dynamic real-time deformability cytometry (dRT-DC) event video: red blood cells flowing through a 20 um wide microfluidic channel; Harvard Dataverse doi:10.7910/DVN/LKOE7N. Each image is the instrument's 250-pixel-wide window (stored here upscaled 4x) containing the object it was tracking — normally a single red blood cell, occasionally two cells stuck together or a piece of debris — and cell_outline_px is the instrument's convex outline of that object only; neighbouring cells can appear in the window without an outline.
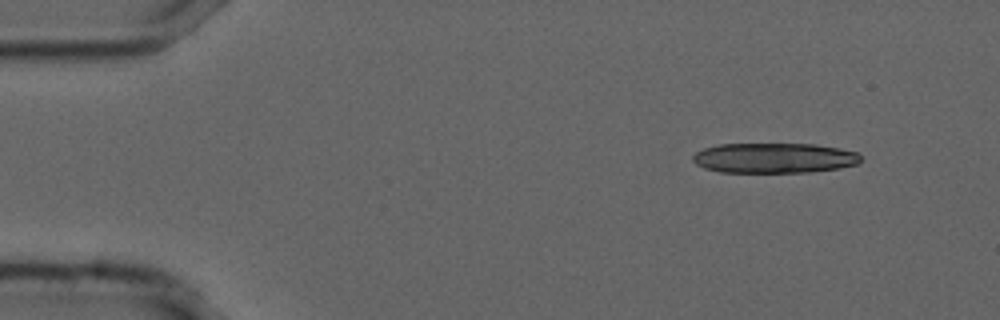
{"species": "common noctule bat (a hibernating species)", "species_latin": "Nyctalus noctula", "temperature_condition": "cold", "stored_images_in_passage": 50, "camera_frame_rate_fps": 3000, "um_per_image_px": 0.085, "animal": {"sex": "male", "forearm_length_mm": 52.5}, "frame": {"image": 1, "passage_image": 1, "time_ms": 0.0, "image_size_px": [1000, 320], "cell_outline_px": [[860, 160], [856, 164], [840, 168], [808, 172], [720, 172], [704, 168], [696, 164], [692, 160], [692, 156], [696, 152], [704, 148], [720, 144], [816, 144], [840, 148], [856, 152], [860, 156]], "centroid_in_image_um": [65.78, 13.43], "position_along_channel_um": 19.2, "area_um2": 29.48}}
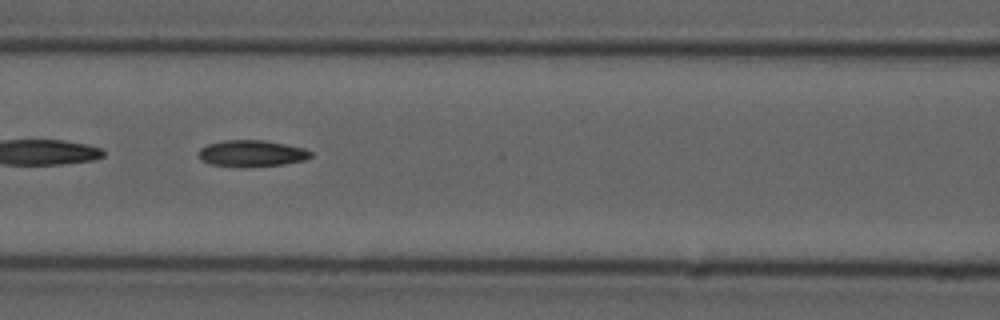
{"frame": {"image": 2, "passage_image": 19, "time_ms": 6.0, "image_size_px": [1000, 320], "cell_outline_px": [[312, 156], [304, 160], [284, 164], [244, 168], [236, 168], [208, 164], [200, 160], [196, 152], [200, 148], [208, 144], [224, 140], [264, 140], [304, 148], [312, 152]], "centroid_in_image_um": [21.32, 13.06], "position_along_channel_um": 145.3, "area_um2": 17.74}}
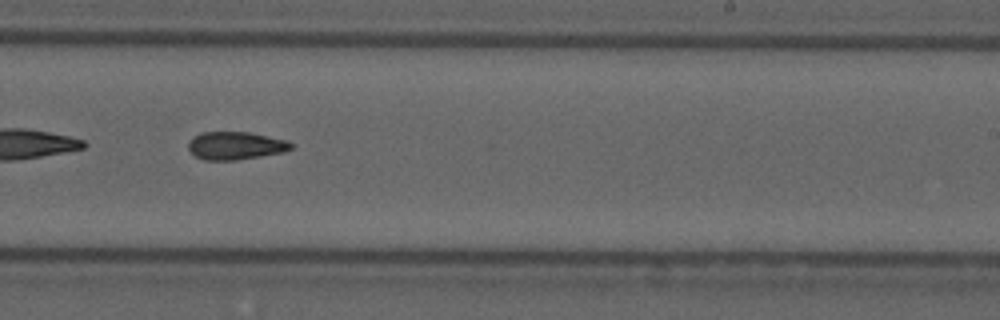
{"frame": {"image": 3, "passage_image": 29, "time_ms": 9.333, "image_size_px": [1000, 320], "cell_outline_px": [[292, 148], [284, 152], [236, 160], [204, 160], [196, 156], [188, 148], [188, 140], [200, 132], [248, 132], [288, 140], [292, 144]], "centroid_in_image_um": [20.01, 12.37], "position_along_channel_um": 269.0, "area_um2": 16.7}, "authors_computed_cell_mechanics": {"area_um2": 16.9354, "velocity_mm_per_s": 3.7232, "shape_relaxation_time_tau1_ms": null, "shape_relaxation_time_tau2_ms": 9.0554, "deformation_change_tau1": null, "deformation_change_tau2": 0.1808}}